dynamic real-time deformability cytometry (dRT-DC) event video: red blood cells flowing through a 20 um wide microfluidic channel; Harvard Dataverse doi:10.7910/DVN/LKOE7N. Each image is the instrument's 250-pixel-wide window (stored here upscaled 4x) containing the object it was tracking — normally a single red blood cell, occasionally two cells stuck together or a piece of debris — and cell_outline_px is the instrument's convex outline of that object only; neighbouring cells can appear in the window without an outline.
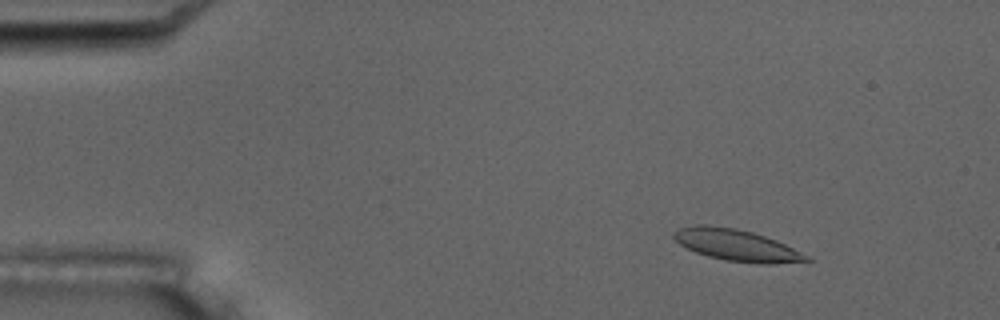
{"species": "common noctule bat (a hibernating species)", "species_latin": "Nyctalus noctula", "temperature_condition": "room temperature", "stored_images_in_passage": 2, "camera_frame_rate_fps": 3000, "um_per_image_px": 0.085, "animal": {"sex": "male", "body_mass_g": 17.5, "forearm_length_mm": 52.3}, "frame": {"image": 1, "passage_image": 1, "time_ms": 0.0, "image_size_px": [1000, 320], "cell_outline_px": [[812, 260], [772, 264], [760, 264], [724, 260], [708, 256], [696, 252], [680, 244], [672, 236], [672, 232], [680, 228], [692, 224], [708, 224], [736, 228], [752, 232], [776, 240], [808, 256]], "centroid_in_image_um": [62.55, 20.82], "position_along_channel_um": 22.4, "area_um2": 24.33}}